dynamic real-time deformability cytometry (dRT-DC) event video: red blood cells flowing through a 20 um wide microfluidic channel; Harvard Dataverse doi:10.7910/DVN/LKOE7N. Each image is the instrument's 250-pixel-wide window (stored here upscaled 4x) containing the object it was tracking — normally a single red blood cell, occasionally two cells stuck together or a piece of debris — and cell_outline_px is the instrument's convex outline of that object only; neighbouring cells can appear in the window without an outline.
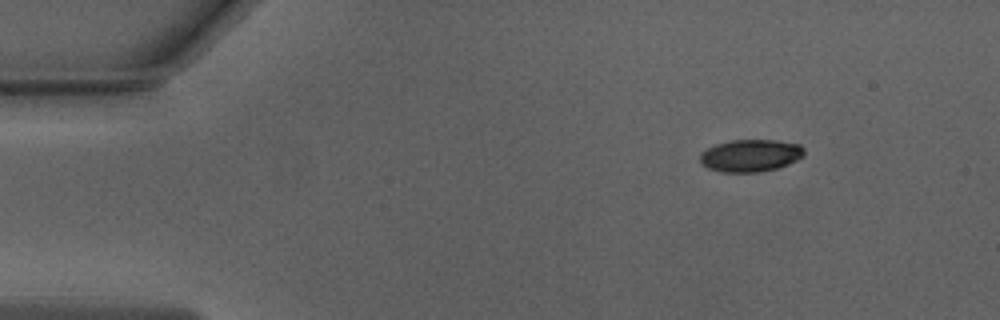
{"species": "Egyptian fruit bat (a non-hibernating species)", "species_latin": "Rousettus aegyptiacus", "temperature_condition": "warm", "stored_images_in_passage": 30, "camera_frame_rate_fps": 3000, "um_per_image_px": 0.085, "animal": {"sex": "male"}, "frame": {"image": 1, "passage_image": 1, "time_ms": 0.0, "image_size_px": [1000, 320], "cell_outline_px": [[804, 156], [788, 164], [776, 168], [760, 172], [720, 172], [708, 168], [700, 164], [700, 152], [716, 144], [728, 140], [776, 140], [800, 144], [804, 148]], "centroid_in_image_um": [63.77, 13.22], "position_along_channel_um": 21.2, "area_um2": 19.77}}
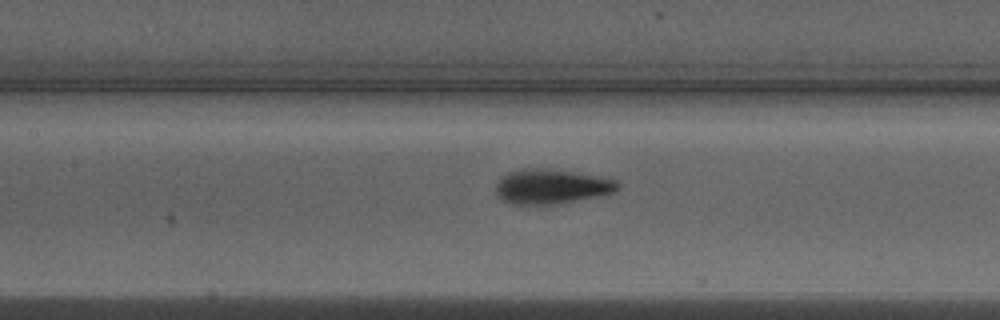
{"frame": {"image": 2, "passage_image": 18, "time_ms": 5.667, "image_size_px": [1000, 320], "cell_outline_px": [[620, 188], [616, 192], [556, 204], [512, 204], [504, 200], [496, 192], [496, 180], [500, 176], [508, 172], [520, 168], [536, 168], [572, 172], [596, 176], [616, 180], [620, 184]], "centroid_in_image_um": [46.84, 15.84], "position_along_channel_um": 160.6, "area_um2": 24.45}}
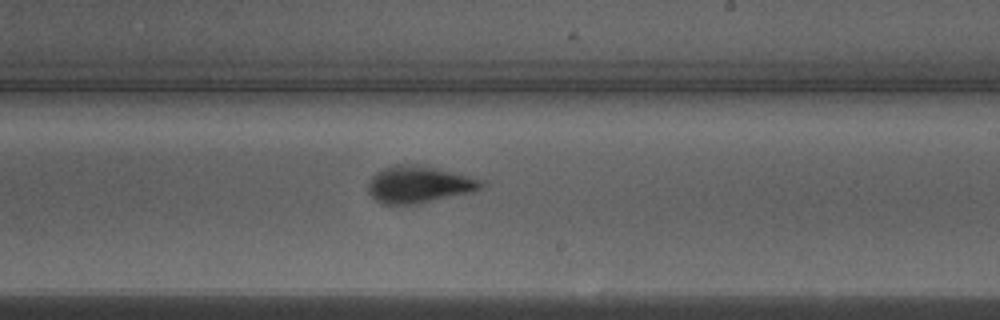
{"frame": {"image": 3, "passage_image": 25, "time_ms": 8.0, "image_size_px": [1000, 320], "cell_outline_px": [[488, 184], [472, 192], [416, 204], [384, 204], [376, 200], [368, 192], [368, 184], [372, 176], [376, 172], [392, 164], [416, 164], [436, 168], [488, 180]], "centroid_in_image_um": [35.65, 15.66], "position_along_channel_um": 253.3, "area_um2": 24.57}}